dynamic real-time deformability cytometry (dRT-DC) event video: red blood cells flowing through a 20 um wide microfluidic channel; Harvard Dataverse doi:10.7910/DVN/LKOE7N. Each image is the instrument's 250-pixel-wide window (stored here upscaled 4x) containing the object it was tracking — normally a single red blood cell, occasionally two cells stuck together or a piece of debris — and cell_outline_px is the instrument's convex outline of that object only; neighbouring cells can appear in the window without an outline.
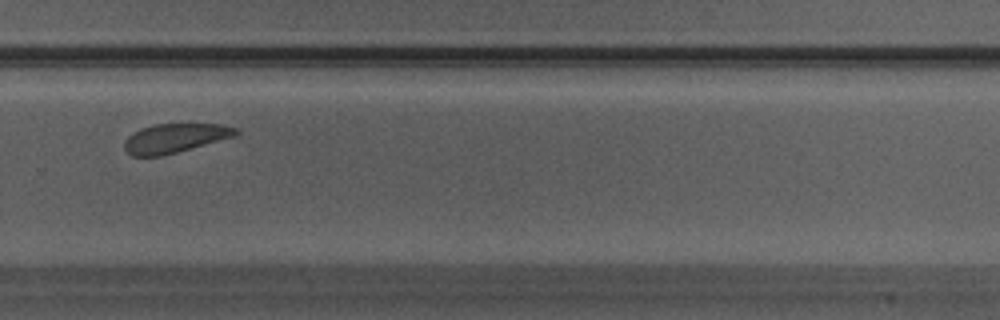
{"species": "Egyptian fruit bat (a non-hibernating species)", "species_latin": "Rousettus aegyptiacus", "temperature_condition": "warm", "stored_images_in_passage": 28, "camera_frame_rate_fps": 3000, "um_per_image_px": 0.085, "animal": {"sex": "male"}, "frame": {"image": 1, "passage_image": 18, "time_ms": 5.667, "image_size_px": [1000, 320], "cell_outline_px": [[240, 132], [236, 136], [176, 152], [160, 156], [132, 156], [124, 148], [124, 140], [132, 132], [140, 128], [152, 124], [224, 124], [240, 128]], "centroid_in_image_um": [14.88, 11.72], "position_along_channel_um": 314.9, "area_um2": 19.07}}